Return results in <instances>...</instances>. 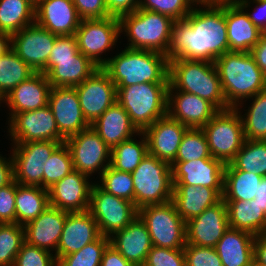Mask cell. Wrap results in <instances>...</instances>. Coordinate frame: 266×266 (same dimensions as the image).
<instances>
[{
    "mask_svg": "<svg viewBox=\"0 0 266 266\" xmlns=\"http://www.w3.org/2000/svg\"><path fill=\"white\" fill-rule=\"evenodd\" d=\"M9 133L14 143L58 141L65 143L49 105L33 111L10 114Z\"/></svg>",
    "mask_w": 266,
    "mask_h": 266,
    "instance_id": "obj_13",
    "label": "cell"
},
{
    "mask_svg": "<svg viewBox=\"0 0 266 266\" xmlns=\"http://www.w3.org/2000/svg\"><path fill=\"white\" fill-rule=\"evenodd\" d=\"M201 5L205 9L193 7L185 19L172 23L165 53L168 60L182 58L214 63L229 51L224 2Z\"/></svg>",
    "mask_w": 266,
    "mask_h": 266,
    "instance_id": "obj_1",
    "label": "cell"
},
{
    "mask_svg": "<svg viewBox=\"0 0 266 266\" xmlns=\"http://www.w3.org/2000/svg\"><path fill=\"white\" fill-rule=\"evenodd\" d=\"M24 242V226L17 223L0 224V266H13Z\"/></svg>",
    "mask_w": 266,
    "mask_h": 266,
    "instance_id": "obj_41",
    "label": "cell"
},
{
    "mask_svg": "<svg viewBox=\"0 0 266 266\" xmlns=\"http://www.w3.org/2000/svg\"><path fill=\"white\" fill-rule=\"evenodd\" d=\"M88 211L97 222L100 234L106 237L124 229L138 216L133 202L106 192L97 183H93Z\"/></svg>",
    "mask_w": 266,
    "mask_h": 266,
    "instance_id": "obj_10",
    "label": "cell"
},
{
    "mask_svg": "<svg viewBox=\"0 0 266 266\" xmlns=\"http://www.w3.org/2000/svg\"><path fill=\"white\" fill-rule=\"evenodd\" d=\"M238 109L240 108L219 111L201 128L206 136L210 155L224 164L230 163L235 158L245 142Z\"/></svg>",
    "mask_w": 266,
    "mask_h": 266,
    "instance_id": "obj_9",
    "label": "cell"
},
{
    "mask_svg": "<svg viewBox=\"0 0 266 266\" xmlns=\"http://www.w3.org/2000/svg\"><path fill=\"white\" fill-rule=\"evenodd\" d=\"M254 266H266V233L255 236Z\"/></svg>",
    "mask_w": 266,
    "mask_h": 266,
    "instance_id": "obj_57",
    "label": "cell"
},
{
    "mask_svg": "<svg viewBox=\"0 0 266 266\" xmlns=\"http://www.w3.org/2000/svg\"><path fill=\"white\" fill-rule=\"evenodd\" d=\"M68 213L67 211L49 206L36 219L24 226L25 241L30 245L49 252L54 249L56 254Z\"/></svg>",
    "mask_w": 266,
    "mask_h": 266,
    "instance_id": "obj_27",
    "label": "cell"
},
{
    "mask_svg": "<svg viewBox=\"0 0 266 266\" xmlns=\"http://www.w3.org/2000/svg\"><path fill=\"white\" fill-rule=\"evenodd\" d=\"M225 166L221 160L213 157L173 162L171 164L173 184L210 187L222 197Z\"/></svg>",
    "mask_w": 266,
    "mask_h": 266,
    "instance_id": "obj_17",
    "label": "cell"
},
{
    "mask_svg": "<svg viewBox=\"0 0 266 266\" xmlns=\"http://www.w3.org/2000/svg\"><path fill=\"white\" fill-rule=\"evenodd\" d=\"M16 223L25 226L36 219L49 205L48 189L41 186L20 185L16 188Z\"/></svg>",
    "mask_w": 266,
    "mask_h": 266,
    "instance_id": "obj_35",
    "label": "cell"
},
{
    "mask_svg": "<svg viewBox=\"0 0 266 266\" xmlns=\"http://www.w3.org/2000/svg\"><path fill=\"white\" fill-rule=\"evenodd\" d=\"M206 136L201 128H188L183 135L174 162L211 158Z\"/></svg>",
    "mask_w": 266,
    "mask_h": 266,
    "instance_id": "obj_42",
    "label": "cell"
},
{
    "mask_svg": "<svg viewBox=\"0 0 266 266\" xmlns=\"http://www.w3.org/2000/svg\"><path fill=\"white\" fill-rule=\"evenodd\" d=\"M79 51L75 35L58 36L51 50L47 64H56V60L76 59Z\"/></svg>",
    "mask_w": 266,
    "mask_h": 266,
    "instance_id": "obj_51",
    "label": "cell"
},
{
    "mask_svg": "<svg viewBox=\"0 0 266 266\" xmlns=\"http://www.w3.org/2000/svg\"><path fill=\"white\" fill-rule=\"evenodd\" d=\"M89 176L73 170L48 188L49 205L69 213L89 210L93 184Z\"/></svg>",
    "mask_w": 266,
    "mask_h": 266,
    "instance_id": "obj_19",
    "label": "cell"
},
{
    "mask_svg": "<svg viewBox=\"0 0 266 266\" xmlns=\"http://www.w3.org/2000/svg\"><path fill=\"white\" fill-rule=\"evenodd\" d=\"M58 141L14 143L12 152L14 180L20 185L41 186L47 160L61 145Z\"/></svg>",
    "mask_w": 266,
    "mask_h": 266,
    "instance_id": "obj_11",
    "label": "cell"
},
{
    "mask_svg": "<svg viewBox=\"0 0 266 266\" xmlns=\"http://www.w3.org/2000/svg\"><path fill=\"white\" fill-rule=\"evenodd\" d=\"M100 266H134L127 261L112 245H108L102 255Z\"/></svg>",
    "mask_w": 266,
    "mask_h": 266,
    "instance_id": "obj_54",
    "label": "cell"
},
{
    "mask_svg": "<svg viewBox=\"0 0 266 266\" xmlns=\"http://www.w3.org/2000/svg\"><path fill=\"white\" fill-rule=\"evenodd\" d=\"M59 132L68 138L90 127L83 116L75 88L51 87L48 97Z\"/></svg>",
    "mask_w": 266,
    "mask_h": 266,
    "instance_id": "obj_20",
    "label": "cell"
},
{
    "mask_svg": "<svg viewBox=\"0 0 266 266\" xmlns=\"http://www.w3.org/2000/svg\"><path fill=\"white\" fill-rule=\"evenodd\" d=\"M73 170L70 150L65 143H62L47 160L43 174V188H50Z\"/></svg>",
    "mask_w": 266,
    "mask_h": 266,
    "instance_id": "obj_44",
    "label": "cell"
},
{
    "mask_svg": "<svg viewBox=\"0 0 266 266\" xmlns=\"http://www.w3.org/2000/svg\"><path fill=\"white\" fill-rule=\"evenodd\" d=\"M195 4L194 0H140L138 9L157 12L176 21L185 19Z\"/></svg>",
    "mask_w": 266,
    "mask_h": 266,
    "instance_id": "obj_46",
    "label": "cell"
},
{
    "mask_svg": "<svg viewBox=\"0 0 266 266\" xmlns=\"http://www.w3.org/2000/svg\"><path fill=\"white\" fill-rule=\"evenodd\" d=\"M74 170L87 176L95 171L102 172L111 164V149L90 127L65 139ZM108 159V162H107ZM104 162H107L106 164Z\"/></svg>",
    "mask_w": 266,
    "mask_h": 266,
    "instance_id": "obj_14",
    "label": "cell"
},
{
    "mask_svg": "<svg viewBox=\"0 0 266 266\" xmlns=\"http://www.w3.org/2000/svg\"><path fill=\"white\" fill-rule=\"evenodd\" d=\"M101 236L97 222L89 211L68 213L55 258L79 251Z\"/></svg>",
    "mask_w": 266,
    "mask_h": 266,
    "instance_id": "obj_25",
    "label": "cell"
},
{
    "mask_svg": "<svg viewBox=\"0 0 266 266\" xmlns=\"http://www.w3.org/2000/svg\"><path fill=\"white\" fill-rule=\"evenodd\" d=\"M90 126L110 149L132 138L133 134L140 133L127 112L117 101Z\"/></svg>",
    "mask_w": 266,
    "mask_h": 266,
    "instance_id": "obj_29",
    "label": "cell"
},
{
    "mask_svg": "<svg viewBox=\"0 0 266 266\" xmlns=\"http://www.w3.org/2000/svg\"><path fill=\"white\" fill-rule=\"evenodd\" d=\"M102 69L116 87L140 83H169V60L161 53L126 48L108 58Z\"/></svg>",
    "mask_w": 266,
    "mask_h": 266,
    "instance_id": "obj_3",
    "label": "cell"
},
{
    "mask_svg": "<svg viewBox=\"0 0 266 266\" xmlns=\"http://www.w3.org/2000/svg\"><path fill=\"white\" fill-rule=\"evenodd\" d=\"M253 2L257 4V10H253L252 14L248 12L246 14L259 30L266 33V0H253Z\"/></svg>",
    "mask_w": 266,
    "mask_h": 266,
    "instance_id": "obj_55",
    "label": "cell"
},
{
    "mask_svg": "<svg viewBox=\"0 0 266 266\" xmlns=\"http://www.w3.org/2000/svg\"><path fill=\"white\" fill-rule=\"evenodd\" d=\"M169 83H140L116 87L117 102L140 132L167 115Z\"/></svg>",
    "mask_w": 266,
    "mask_h": 266,
    "instance_id": "obj_5",
    "label": "cell"
},
{
    "mask_svg": "<svg viewBox=\"0 0 266 266\" xmlns=\"http://www.w3.org/2000/svg\"><path fill=\"white\" fill-rule=\"evenodd\" d=\"M174 91H177L174 93ZM174 93V95H173ZM167 114L188 128H202L219 110L201 97L168 87ZM172 108V109H171Z\"/></svg>",
    "mask_w": 266,
    "mask_h": 266,
    "instance_id": "obj_21",
    "label": "cell"
},
{
    "mask_svg": "<svg viewBox=\"0 0 266 266\" xmlns=\"http://www.w3.org/2000/svg\"><path fill=\"white\" fill-rule=\"evenodd\" d=\"M140 0H105L108 14L120 18L139 8Z\"/></svg>",
    "mask_w": 266,
    "mask_h": 266,
    "instance_id": "obj_53",
    "label": "cell"
},
{
    "mask_svg": "<svg viewBox=\"0 0 266 266\" xmlns=\"http://www.w3.org/2000/svg\"><path fill=\"white\" fill-rule=\"evenodd\" d=\"M254 242V235L229 228L215 249L223 266H254Z\"/></svg>",
    "mask_w": 266,
    "mask_h": 266,
    "instance_id": "obj_30",
    "label": "cell"
},
{
    "mask_svg": "<svg viewBox=\"0 0 266 266\" xmlns=\"http://www.w3.org/2000/svg\"><path fill=\"white\" fill-rule=\"evenodd\" d=\"M141 141L130 138L111 149V166L119 171L132 173L140 164L142 159L148 154V142L145 134Z\"/></svg>",
    "mask_w": 266,
    "mask_h": 266,
    "instance_id": "obj_37",
    "label": "cell"
},
{
    "mask_svg": "<svg viewBox=\"0 0 266 266\" xmlns=\"http://www.w3.org/2000/svg\"><path fill=\"white\" fill-rule=\"evenodd\" d=\"M221 199L222 197L210 187L174 185L173 188L172 201L185 222L199 216Z\"/></svg>",
    "mask_w": 266,
    "mask_h": 266,
    "instance_id": "obj_32",
    "label": "cell"
},
{
    "mask_svg": "<svg viewBox=\"0 0 266 266\" xmlns=\"http://www.w3.org/2000/svg\"><path fill=\"white\" fill-rule=\"evenodd\" d=\"M57 37L34 23L11 35V49L34 72L44 73Z\"/></svg>",
    "mask_w": 266,
    "mask_h": 266,
    "instance_id": "obj_15",
    "label": "cell"
},
{
    "mask_svg": "<svg viewBox=\"0 0 266 266\" xmlns=\"http://www.w3.org/2000/svg\"><path fill=\"white\" fill-rule=\"evenodd\" d=\"M35 23V6L28 0H0V33L14 34Z\"/></svg>",
    "mask_w": 266,
    "mask_h": 266,
    "instance_id": "obj_36",
    "label": "cell"
},
{
    "mask_svg": "<svg viewBox=\"0 0 266 266\" xmlns=\"http://www.w3.org/2000/svg\"><path fill=\"white\" fill-rule=\"evenodd\" d=\"M249 2V0L224 2L229 51L250 52L263 33L244 12V9L250 6Z\"/></svg>",
    "mask_w": 266,
    "mask_h": 266,
    "instance_id": "obj_22",
    "label": "cell"
},
{
    "mask_svg": "<svg viewBox=\"0 0 266 266\" xmlns=\"http://www.w3.org/2000/svg\"><path fill=\"white\" fill-rule=\"evenodd\" d=\"M13 266H57L55 256L49 251L23 243Z\"/></svg>",
    "mask_w": 266,
    "mask_h": 266,
    "instance_id": "obj_47",
    "label": "cell"
},
{
    "mask_svg": "<svg viewBox=\"0 0 266 266\" xmlns=\"http://www.w3.org/2000/svg\"><path fill=\"white\" fill-rule=\"evenodd\" d=\"M16 188L15 180L0 188V224L16 223Z\"/></svg>",
    "mask_w": 266,
    "mask_h": 266,
    "instance_id": "obj_50",
    "label": "cell"
},
{
    "mask_svg": "<svg viewBox=\"0 0 266 266\" xmlns=\"http://www.w3.org/2000/svg\"><path fill=\"white\" fill-rule=\"evenodd\" d=\"M119 21L120 32L124 30L131 42L126 48L155 51L165 55L173 19L157 12L137 9L121 16Z\"/></svg>",
    "mask_w": 266,
    "mask_h": 266,
    "instance_id": "obj_6",
    "label": "cell"
},
{
    "mask_svg": "<svg viewBox=\"0 0 266 266\" xmlns=\"http://www.w3.org/2000/svg\"><path fill=\"white\" fill-rule=\"evenodd\" d=\"M74 88L83 116L90 125L117 101L116 86L102 68Z\"/></svg>",
    "mask_w": 266,
    "mask_h": 266,
    "instance_id": "obj_16",
    "label": "cell"
},
{
    "mask_svg": "<svg viewBox=\"0 0 266 266\" xmlns=\"http://www.w3.org/2000/svg\"><path fill=\"white\" fill-rule=\"evenodd\" d=\"M35 72L20 57L9 49L0 59V96L3 99L22 81Z\"/></svg>",
    "mask_w": 266,
    "mask_h": 266,
    "instance_id": "obj_38",
    "label": "cell"
},
{
    "mask_svg": "<svg viewBox=\"0 0 266 266\" xmlns=\"http://www.w3.org/2000/svg\"><path fill=\"white\" fill-rule=\"evenodd\" d=\"M81 18L72 0H39L35 23L57 36L75 35Z\"/></svg>",
    "mask_w": 266,
    "mask_h": 266,
    "instance_id": "obj_24",
    "label": "cell"
},
{
    "mask_svg": "<svg viewBox=\"0 0 266 266\" xmlns=\"http://www.w3.org/2000/svg\"><path fill=\"white\" fill-rule=\"evenodd\" d=\"M230 163L237 170L266 177V140H245Z\"/></svg>",
    "mask_w": 266,
    "mask_h": 266,
    "instance_id": "obj_39",
    "label": "cell"
},
{
    "mask_svg": "<svg viewBox=\"0 0 266 266\" xmlns=\"http://www.w3.org/2000/svg\"><path fill=\"white\" fill-rule=\"evenodd\" d=\"M254 202L261 208L262 212L266 214V177H263L258 185Z\"/></svg>",
    "mask_w": 266,
    "mask_h": 266,
    "instance_id": "obj_59",
    "label": "cell"
},
{
    "mask_svg": "<svg viewBox=\"0 0 266 266\" xmlns=\"http://www.w3.org/2000/svg\"><path fill=\"white\" fill-rule=\"evenodd\" d=\"M138 216L145 223L153 246L168 249L186 245V222L178 214L174 202L142 206Z\"/></svg>",
    "mask_w": 266,
    "mask_h": 266,
    "instance_id": "obj_8",
    "label": "cell"
},
{
    "mask_svg": "<svg viewBox=\"0 0 266 266\" xmlns=\"http://www.w3.org/2000/svg\"><path fill=\"white\" fill-rule=\"evenodd\" d=\"M97 69H99L98 66L78 51L76 59L56 60V64H47L44 74L51 87L74 88L83 83Z\"/></svg>",
    "mask_w": 266,
    "mask_h": 266,
    "instance_id": "obj_31",
    "label": "cell"
},
{
    "mask_svg": "<svg viewBox=\"0 0 266 266\" xmlns=\"http://www.w3.org/2000/svg\"><path fill=\"white\" fill-rule=\"evenodd\" d=\"M99 186L106 192L134 203V185L131 173L108 166L100 176Z\"/></svg>",
    "mask_w": 266,
    "mask_h": 266,
    "instance_id": "obj_45",
    "label": "cell"
},
{
    "mask_svg": "<svg viewBox=\"0 0 266 266\" xmlns=\"http://www.w3.org/2000/svg\"><path fill=\"white\" fill-rule=\"evenodd\" d=\"M109 244L110 238L101 235L79 251L57 259V266H100L103 252Z\"/></svg>",
    "mask_w": 266,
    "mask_h": 266,
    "instance_id": "obj_43",
    "label": "cell"
},
{
    "mask_svg": "<svg viewBox=\"0 0 266 266\" xmlns=\"http://www.w3.org/2000/svg\"><path fill=\"white\" fill-rule=\"evenodd\" d=\"M183 251L186 266H223L215 248L186 244Z\"/></svg>",
    "mask_w": 266,
    "mask_h": 266,
    "instance_id": "obj_48",
    "label": "cell"
},
{
    "mask_svg": "<svg viewBox=\"0 0 266 266\" xmlns=\"http://www.w3.org/2000/svg\"><path fill=\"white\" fill-rule=\"evenodd\" d=\"M252 99L248 112L241 116L245 140H266V89Z\"/></svg>",
    "mask_w": 266,
    "mask_h": 266,
    "instance_id": "obj_40",
    "label": "cell"
},
{
    "mask_svg": "<svg viewBox=\"0 0 266 266\" xmlns=\"http://www.w3.org/2000/svg\"><path fill=\"white\" fill-rule=\"evenodd\" d=\"M262 178L250 172L237 170L231 163L226 164L222 199L224 201L253 200Z\"/></svg>",
    "mask_w": 266,
    "mask_h": 266,
    "instance_id": "obj_34",
    "label": "cell"
},
{
    "mask_svg": "<svg viewBox=\"0 0 266 266\" xmlns=\"http://www.w3.org/2000/svg\"><path fill=\"white\" fill-rule=\"evenodd\" d=\"M214 64L230 108H238L243 99H251L266 89V77L250 52L228 51Z\"/></svg>",
    "mask_w": 266,
    "mask_h": 266,
    "instance_id": "obj_2",
    "label": "cell"
},
{
    "mask_svg": "<svg viewBox=\"0 0 266 266\" xmlns=\"http://www.w3.org/2000/svg\"><path fill=\"white\" fill-rule=\"evenodd\" d=\"M196 5L199 3V6L200 4H207V3H222V2H231V1H234V0H194Z\"/></svg>",
    "mask_w": 266,
    "mask_h": 266,
    "instance_id": "obj_61",
    "label": "cell"
},
{
    "mask_svg": "<svg viewBox=\"0 0 266 266\" xmlns=\"http://www.w3.org/2000/svg\"><path fill=\"white\" fill-rule=\"evenodd\" d=\"M250 53L266 77V33L261 34L258 43L251 49Z\"/></svg>",
    "mask_w": 266,
    "mask_h": 266,
    "instance_id": "obj_56",
    "label": "cell"
},
{
    "mask_svg": "<svg viewBox=\"0 0 266 266\" xmlns=\"http://www.w3.org/2000/svg\"><path fill=\"white\" fill-rule=\"evenodd\" d=\"M143 266H186L183 248L168 249L152 246Z\"/></svg>",
    "mask_w": 266,
    "mask_h": 266,
    "instance_id": "obj_49",
    "label": "cell"
},
{
    "mask_svg": "<svg viewBox=\"0 0 266 266\" xmlns=\"http://www.w3.org/2000/svg\"><path fill=\"white\" fill-rule=\"evenodd\" d=\"M9 49H11V35L0 33V59Z\"/></svg>",
    "mask_w": 266,
    "mask_h": 266,
    "instance_id": "obj_60",
    "label": "cell"
},
{
    "mask_svg": "<svg viewBox=\"0 0 266 266\" xmlns=\"http://www.w3.org/2000/svg\"><path fill=\"white\" fill-rule=\"evenodd\" d=\"M50 89L46 75L35 72L15 87L3 101L8 103L11 114L37 110L48 105Z\"/></svg>",
    "mask_w": 266,
    "mask_h": 266,
    "instance_id": "obj_28",
    "label": "cell"
},
{
    "mask_svg": "<svg viewBox=\"0 0 266 266\" xmlns=\"http://www.w3.org/2000/svg\"><path fill=\"white\" fill-rule=\"evenodd\" d=\"M134 185V204L142 206L163 204L172 200L171 165L147 154L131 173Z\"/></svg>",
    "mask_w": 266,
    "mask_h": 266,
    "instance_id": "obj_7",
    "label": "cell"
},
{
    "mask_svg": "<svg viewBox=\"0 0 266 266\" xmlns=\"http://www.w3.org/2000/svg\"><path fill=\"white\" fill-rule=\"evenodd\" d=\"M29 2H31L34 6H36L39 2V0H28Z\"/></svg>",
    "mask_w": 266,
    "mask_h": 266,
    "instance_id": "obj_62",
    "label": "cell"
},
{
    "mask_svg": "<svg viewBox=\"0 0 266 266\" xmlns=\"http://www.w3.org/2000/svg\"><path fill=\"white\" fill-rule=\"evenodd\" d=\"M168 77L175 90L195 94L212 103L219 111L230 109L214 63L175 58L169 60Z\"/></svg>",
    "mask_w": 266,
    "mask_h": 266,
    "instance_id": "obj_4",
    "label": "cell"
},
{
    "mask_svg": "<svg viewBox=\"0 0 266 266\" xmlns=\"http://www.w3.org/2000/svg\"><path fill=\"white\" fill-rule=\"evenodd\" d=\"M120 33L119 18L109 16L103 19H82L75 37L79 51L102 68L107 59H102L100 55L115 45Z\"/></svg>",
    "mask_w": 266,
    "mask_h": 266,
    "instance_id": "obj_12",
    "label": "cell"
},
{
    "mask_svg": "<svg viewBox=\"0 0 266 266\" xmlns=\"http://www.w3.org/2000/svg\"><path fill=\"white\" fill-rule=\"evenodd\" d=\"M229 228L227 205L221 199L199 216L186 221V244L215 248Z\"/></svg>",
    "mask_w": 266,
    "mask_h": 266,
    "instance_id": "obj_18",
    "label": "cell"
},
{
    "mask_svg": "<svg viewBox=\"0 0 266 266\" xmlns=\"http://www.w3.org/2000/svg\"><path fill=\"white\" fill-rule=\"evenodd\" d=\"M109 238L110 245L134 266L144 265L148 252L153 246L148 229L139 216Z\"/></svg>",
    "mask_w": 266,
    "mask_h": 266,
    "instance_id": "obj_26",
    "label": "cell"
},
{
    "mask_svg": "<svg viewBox=\"0 0 266 266\" xmlns=\"http://www.w3.org/2000/svg\"><path fill=\"white\" fill-rule=\"evenodd\" d=\"M187 129L168 114L159 118L143 131L148 142V153L171 165Z\"/></svg>",
    "mask_w": 266,
    "mask_h": 266,
    "instance_id": "obj_23",
    "label": "cell"
},
{
    "mask_svg": "<svg viewBox=\"0 0 266 266\" xmlns=\"http://www.w3.org/2000/svg\"><path fill=\"white\" fill-rule=\"evenodd\" d=\"M81 19H103L108 14L105 0H72Z\"/></svg>",
    "mask_w": 266,
    "mask_h": 266,
    "instance_id": "obj_52",
    "label": "cell"
},
{
    "mask_svg": "<svg viewBox=\"0 0 266 266\" xmlns=\"http://www.w3.org/2000/svg\"><path fill=\"white\" fill-rule=\"evenodd\" d=\"M227 205L229 227L254 236L266 233V214L251 201H224Z\"/></svg>",
    "mask_w": 266,
    "mask_h": 266,
    "instance_id": "obj_33",
    "label": "cell"
},
{
    "mask_svg": "<svg viewBox=\"0 0 266 266\" xmlns=\"http://www.w3.org/2000/svg\"><path fill=\"white\" fill-rule=\"evenodd\" d=\"M14 180L13 160L0 156V188L10 184Z\"/></svg>",
    "mask_w": 266,
    "mask_h": 266,
    "instance_id": "obj_58",
    "label": "cell"
}]
</instances>
